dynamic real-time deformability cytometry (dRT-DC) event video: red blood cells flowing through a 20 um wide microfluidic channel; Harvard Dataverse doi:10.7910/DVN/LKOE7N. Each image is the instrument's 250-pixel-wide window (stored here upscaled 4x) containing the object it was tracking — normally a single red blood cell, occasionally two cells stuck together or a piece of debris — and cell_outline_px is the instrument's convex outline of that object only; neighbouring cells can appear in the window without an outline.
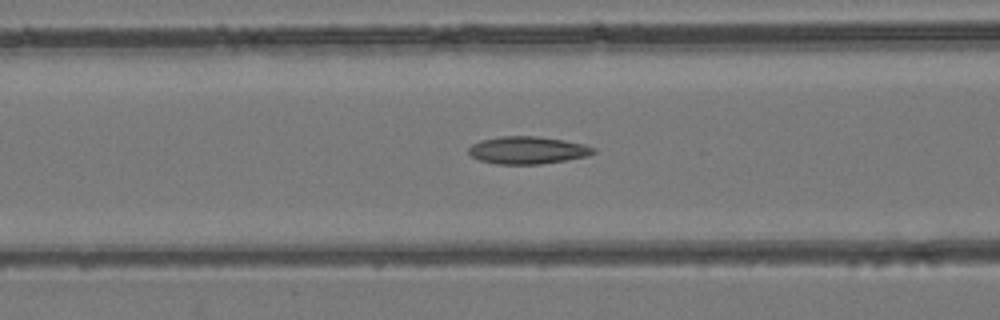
{"species": "common noctule bat (a hibernating species)", "species_latin": "Nyctalus noctula", "temperature_condition": "room temperature", "stored_images_in_passage": 36, "camera_frame_rate_fps": 3000, "um_per_image_px": 0.085, "animal": {"sex": "female", "body_mass_g": 24.6, "forearm_length_mm": 56.2}, "frame": {"image": 1, "passage_image": 13, "time_ms": 4.0, "image_size_px": [1000, 320], "cell_outline_px": [[596, 152], [588, 156], [540, 164], [496, 164], [480, 160], [472, 156], [468, 152], [468, 148], [472, 144], [480, 140], [500, 136], [536, 136], [564, 140], [584, 144], [596, 148]], "centroid_in_image_um": [44.84, 12.76], "position_along_channel_um": 121.8, "area_um2": 20.0}}
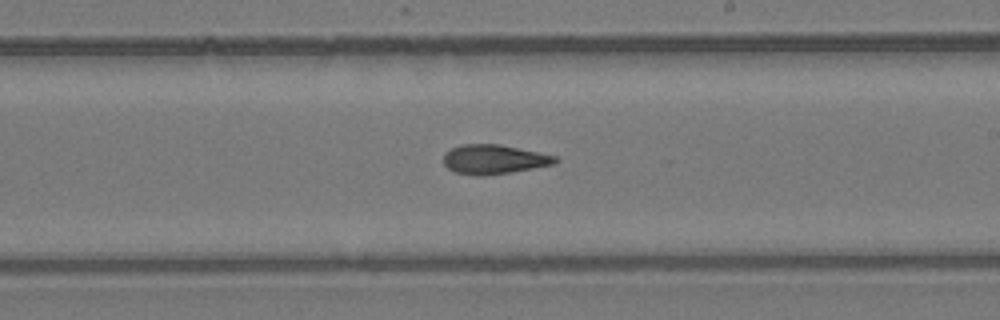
{"frame": {"image": 2, "passage_image": 22, "time_ms": 7.0, "image_size_px": [1000, 320], "cell_outline_px": [[560, 160], [556, 164], [484, 176], [476, 176], [456, 172], [448, 168], [444, 164], [444, 152], [460, 144], [500, 144], [556, 156]], "centroid_in_image_um": [41.98, 13.54], "position_along_channel_um": 247.0, "area_um2": 19.07}}
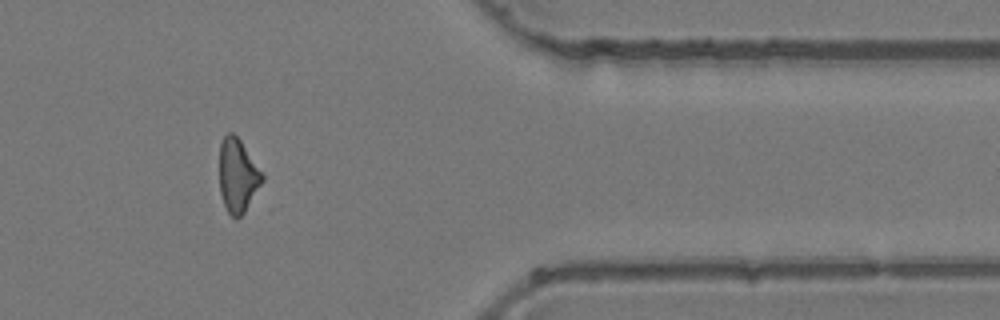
{"frame": {"image": 3, "passage_image": 34, "time_ms": 11.0, "image_size_px": [1000, 320], "cell_outline_px": [[264, 180], [244, 212], [236, 220], [228, 212], [224, 204], [220, 192], [220, 144], [224, 136], [228, 132], [232, 132], [240, 140], [264, 172]], "centroid_in_image_um": [20.23, 14.91], "position_along_channel_um": 391.2, "area_um2": 18.38}}